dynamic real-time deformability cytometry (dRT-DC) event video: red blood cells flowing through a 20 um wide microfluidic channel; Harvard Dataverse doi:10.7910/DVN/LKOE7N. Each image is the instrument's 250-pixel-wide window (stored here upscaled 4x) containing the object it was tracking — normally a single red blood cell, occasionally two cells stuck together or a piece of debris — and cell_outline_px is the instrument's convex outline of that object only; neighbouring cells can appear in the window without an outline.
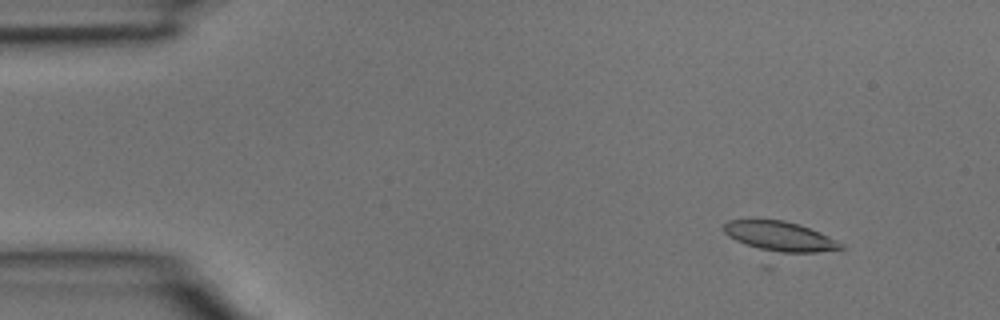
{"species": "common noctule bat (a hibernating species)", "species_latin": "Nyctalus noctula", "temperature_condition": "room temperature", "stored_images_in_passage": 3, "camera_frame_rate_fps": 3000, "um_per_image_px": 0.085, "animal": {"sex": "male", "body_mass_g": 15.6}, "frame": {"image": 1, "passage_image": 1, "time_ms": 0.0, "image_size_px": [1000, 320], "cell_outline_px": [[848, 248], [816, 252], [768, 252], [736, 240], [728, 236], [724, 232], [724, 224], [728, 220], [784, 220], [820, 232], [844, 244]], "centroid_in_image_um": [66.31, 20.1], "position_along_channel_um": 18.7, "area_um2": 20.0}}
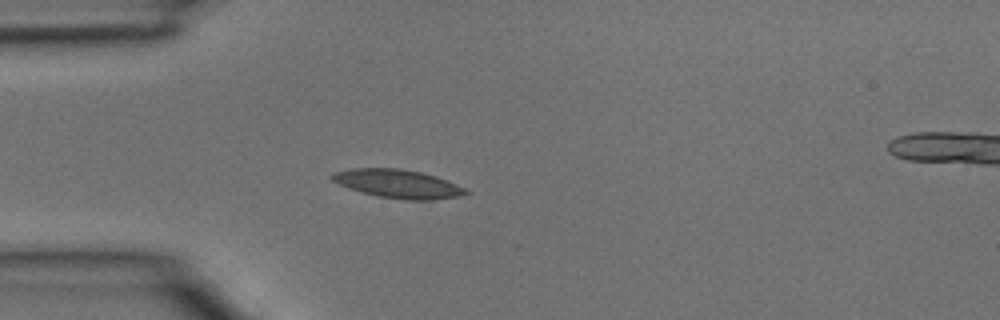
{"frame": {"image": 2, "passage_image": 3, "time_ms": 0.667, "image_size_px": [1000, 320], "cell_outline_px": [[472, 192], [460, 196], [432, 200], [408, 200], [376, 196], [348, 188], [332, 180], [328, 176], [332, 172], [348, 168], [400, 168], [420, 172], [436, 176], [456, 184]], "centroid_in_image_um": [33.79, 15.61], "position_along_channel_um": 51.2, "area_um2": 22.37}}